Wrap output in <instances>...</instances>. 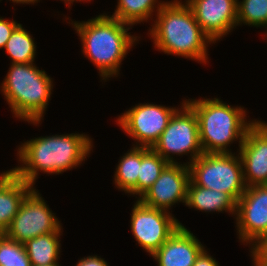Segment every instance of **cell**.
Returning a JSON list of instances; mask_svg holds the SVG:
<instances>
[{"instance_id": "obj_1", "label": "cell", "mask_w": 267, "mask_h": 266, "mask_svg": "<svg viewBox=\"0 0 267 266\" xmlns=\"http://www.w3.org/2000/svg\"><path fill=\"white\" fill-rule=\"evenodd\" d=\"M93 138L86 133L38 136L24 141L18 147L19 166L13 173L35 187L39 174H63L83 165L95 147Z\"/></svg>"}, {"instance_id": "obj_2", "label": "cell", "mask_w": 267, "mask_h": 266, "mask_svg": "<svg viewBox=\"0 0 267 266\" xmlns=\"http://www.w3.org/2000/svg\"><path fill=\"white\" fill-rule=\"evenodd\" d=\"M108 14L104 12L87 21L65 18L78 34L81 53L97 68L104 83L119 76L124 58L141 38L128 32L134 27Z\"/></svg>"}, {"instance_id": "obj_3", "label": "cell", "mask_w": 267, "mask_h": 266, "mask_svg": "<svg viewBox=\"0 0 267 266\" xmlns=\"http://www.w3.org/2000/svg\"><path fill=\"white\" fill-rule=\"evenodd\" d=\"M156 51L209 63L208 47L214 44L202 31L193 11L182 0H171L157 12L148 29Z\"/></svg>"}, {"instance_id": "obj_4", "label": "cell", "mask_w": 267, "mask_h": 266, "mask_svg": "<svg viewBox=\"0 0 267 266\" xmlns=\"http://www.w3.org/2000/svg\"><path fill=\"white\" fill-rule=\"evenodd\" d=\"M194 110L199 123V140L203 153H234L231 144L238 143L239 151L247 130L257 119L247 118V108L232 106L218 97L185 99Z\"/></svg>"}, {"instance_id": "obj_5", "label": "cell", "mask_w": 267, "mask_h": 266, "mask_svg": "<svg viewBox=\"0 0 267 266\" xmlns=\"http://www.w3.org/2000/svg\"><path fill=\"white\" fill-rule=\"evenodd\" d=\"M53 88V79L34 62L10 63L8 72L0 84V93L11 108L12 116L17 120L40 126Z\"/></svg>"}, {"instance_id": "obj_6", "label": "cell", "mask_w": 267, "mask_h": 266, "mask_svg": "<svg viewBox=\"0 0 267 266\" xmlns=\"http://www.w3.org/2000/svg\"><path fill=\"white\" fill-rule=\"evenodd\" d=\"M188 166L190 180L195 185L229 194L236 202L247 188L237 151L203 153Z\"/></svg>"}, {"instance_id": "obj_7", "label": "cell", "mask_w": 267, "mask_h": 266, "mask_svg": "<svg viewBox=\"0 0 267 266\" xmlns=\"http://www.w3.org/2000/svg\"><path fill=\"white\" fill-rule=\"evenodd\" d=\"M185 99L181 101L180 108L173 114L168 126L152 147L156 153L171 164L182 163L175 159V155L176 157L188 156L189 161L187 160L183 164L189 165L203 154L199 140L198 118Z\"/></svg>"}, {"instance_id": "obj_8", "label": "cell", "mask_w": 267, "mask_h": 266, "mask_svg": "<svg viewBox=\"0 0 267 266\" xmlns=\"http://www.w3.org/2000/svg\"><path fill=\"white\" fill-rule=\"evenodd\" d=\"M178 109L179 105L172 107L153 102L138 103L117 115L115 122L136 143L132 146L152 148Z\"/></svg>"}, {"instance_id": "obj_9", "label": "cell", "mask_w": 267, "mask_h": 266, "mask_svg": "<svg viewBox=\"0 0 267 266\" xmlns=\"http://www.w3.org/2000/svg\"><path fill=\"white\" fill-rule=\"evenodd\" d=\"M46 202L39 190L34 187L24 198L18 213L4 234L25 244L39 235L58 231L62 223Z\"/></svg>"}, {"instance_id": "obj_10", "label": "cell", "mask_w": 267, "mask_h": 266, "mask_svg": "<svg viewBox=\"0 0 267 266\" xmlns=\"http://www.w3.org/2000/svg\"><path fill=\"white\" fill-rule=\"evenodd\" d=\"M131 213L130 232L149 256L182 225L171 212L146 206L139 199L135 200Z\"/></svg>"}, {"instance_id": "obj_11", "label": "cell", "mask_w": 267, "mask_h": 266, "mask_svg": "<svg viewBox=\"0 0 267 266\" xmlns=\"http://www.w3.org/2000/svg\"><path fill=\"white\" fill-rule=\"evenodd\" d=\"M235 227L238 242L249 249L267 235V185L247 187L237 201Z\"/></svg>"}, {"instance_id": "obj_12", "label": "cell", "mask_w": 267, "mask_h": 266, "mask_svg": "<svg viewBox=\"0 0 267 266\" xmlns=\"http://www.w3.org/2000/svg\"><path fill=\"white\" fill-rule=\"evenodd\" d=\"M189 182L188 165L169 163L139 200L146 206L170 212L176 204L184 203L185 206Z\"/></svg>"}, {"instance_id": "obj_13", "label": "cell", "mask_w": 267, "mask_h": 266, "mask_svg": "<svg viewBox=\"0 0 267 266\" xmlns=\"http://www.w3.org/2000/svg\"><path fill=\"white\" fill-rule=\"evenodd\" d=\"M202 31L215 44L237 27L238 0H184Z\"/></svg>"}, {"instance_id": "obj_14", "label": "cell", "mask_w": 267, "mask_h": 266, "mask_svg": "<svg viewBox=\"0 0 267 266\" xmlns=\"http://www.w3.org/2000/svg\"><path fill=\"white\" fill-rule=\"evenodd\" d=\"M247 187L267 185V123L257 120L238 151Z\"/></svg>"}, {"instance_id": "obj_15", "label": "cell", "mask_w": 267, "mask_h": 266, "mask_svg": "<svg viewBox=\"0 0 267 266\" xmlns=\"http://www.w3.org/2000/svg\"><path fill=\"white\" fill-rule=\"evenodd\" d=\"M204 248L200 240L182 224L151 257L157 266H193Z\"/></svg>"}, {"instance_id": "obj_16", "label": "cell", "mask_w": 267, "mask_h": 266, "mask_svg": "<svg viewBox=\"0 0 267 266\" xmlns=\"http://www.w3.org/2000/svg\"><path fill=\"white\" fill-rule=\"evenodd\" d=\"M185 206L208 214L225 212L235 217L237 202L229 194L195 185L190 180Z\"/></svg>"}, {"instance_id": "obj_17", "label": "cell", "mask_w": 267, "mask_h": 266, "mask_svg": "<svg viewBox=\"0 0 267 266\" xmlns=\"http://www.w3.org/2000/svg\"><path fill=\"white\" fill-rule=\"evenodd\" d=\"M33 188L14 173L0 185V233L9 227L24 198Z\"/></svg>"}, {"instance_id": "obj_18", "label": "cell", "mask_w": 267, "mask_h": 266, "mask_svg": "<svg viewBox=\"0 0 267 266\" xmlns=\"http://www.w3.org/2000/svg\"><path fill=\"white\" fill-rule=\"evenodd\" d=\"M63 227L58 231L39 235L28 240L24 246L32 265L44 266L59 263L61 257V236Z\"/></svg>"}, {"instance_id": "obj_19", "label": "cell", "mask_w": 267, "mask_h": 266, "mask_svg": "<svg viewBox=\"0 0 267 266\" xmlns=\"http://www.w3.org/2000/svg\"><path fill=\"white\" fill-rule=\"evenodd\" d=\"M166 3L167 1L161 0H117L116 9L109 16L133 27V25L153 21V16Z\"/></svg>"}, {"instance_id": "obj_20", "label": "cell", "mask_w": 267, "mask_h": 266, "mask_svg": "<svg viewBox=\"0 0 267 266\" xmlns=\"http://www.w3.org/2000/svg\"><path fill=\"white\" fill-rule=\"evenodd\" d=\"M141 164V147L132 146L119 158L114 170V187L125 194L137 198V180Z\"/></svg>"}, {"instance_id": "obj_21", "label": "cell", "mask_w": 267, "mask_h": 266, "mask_svg": "<svg viewBox=\"0 0 267 266\" xmlns=\"http://www.w3.org/2000/svg\"><path fill=\"white\" fill-rule=\"evenodd\" d=\"M20 24L12 33L5 47L6 54L11 59V64H25L35 62L37 43L30 31Z\"/></svg>"}, {"instance_id": "obj_22", "label": "cell", "mask_w": 267, "mask_h": 266, "mask_svg": "<svg viewBox=\"0 0 267 266\" xmlns=\"http://www.w3.org/2000/svg\"><path fill=\"white\" fill-rule=\"evenodd\" d=\"M169 163L152 148L141 147V164L137 180V199H139L159 178Z\"/></svg>"}, {"instance_id": "obj_23", "label": "cell", "mask_w": 267, "mask_h": 266, "mask_svg": "<svg viewBox=\"0 0 267 266\" xmlns=\"http://www.w3.org/2000/svg\"><path fill=\"white\" fill-rule=\"evenodd\" d=\"M243 25L267 29V0H238L237 27Z\"/></svg>"}, {"instance_id": "obj_24", "label": "cell", "mask_w": 267, "mask_h": 266, "mask_svg": "<svg viewBox=\"0 0 267 266\" xmlns=\"http://www.w3.org/2000/svg\"><path fill=\"white\" fill-rule=\"evenodd\" d=\"M0 266H32L24 244L0 233Z\"/></svg>"}, {"instance_id": "obj_25", "label": "cell", "mask_w": 267, "mask_h": 266, "mask_svg": "<svg viewBox=\"0 0 267 266\" xmlns=\"http://www.w3.org/2000/svg\"><path fill=\"white\" fill-rule=\"evenodd\" d=\"M249 252L252 266H267V235L257 241Z\"/></svg>"}, {"instance_id": "obj_26", "label": "cell", "mask_w": 267, "mask_h": 266, "mask_svg": "<svg viewBox=\"0 0 267 266\" xmlns=\"http://www.w3.org/2000/svg\"><path fill=\"white\" fill-rule=\"evenodd\" d=\"M16 20L0 17V49H3L13 31L20 25Z\"/></svg>"}, {"instance_id": "obj_27", "label": "cell", "mask_w": 267, "mask_h": 266, "mask_svg": "<svg viewBox=\"0 0 267 266\" xmlns=\"http://www.w3.org/2000/svg\"><path fill=\"white\" fill-rule=\"evenodd\" d=\"M193 266H220L218 261L211 256L208 250L205 248L197 256Z\"/></svg>"}, {"instance_id": "obj_28", "label": "cell", "mask_w": 267, "mask_h": 266, "mask_svg": "<svg viewBox=\"0 0 267 266\" xmlns=\"http://www.w3.org/2000/svg\"><path fill=\"white\" fill-rule=\"evenodd\" d=\"M75 266H110L105 258L97 255H88L79 259Z\"/></svg>"}, {"instance_id": "obj_29", "label": "cell", "mask_w": 267, "mask_h": 266, "mask_svg": "<svg viewBox=\"0 0 267 266\" xmlns=\"http://www.w3.org/2000/svg\"><path fill=\"white\" fill-rule=\"evenodd\" d=\"M9 1H12V3H14V5H15V4H17V5H18V4H22V5H23V4H24V5H25V4H27V5L29 4V5H31V4H32V5H34L35 3L40 2V0H9Z\"/></svg>"}, {"instance_id": "obj_30", "label": "cell", "mask_w": 267, "mask_h": 266, "mask_svg": "<svg viewBox=\"0 0 267 266\" xmlns=\"http://www.w3.org/2000/svg\"><path fill=\"white\" fill-rule=\"evenodd\" d=\"M13 173V168L0 173V185Z\"/></svg>"}, {"instance_id": "obj_31", "label": "cell", "mask_w": 267, "mask_h": 266, "mask_svg": "<svg viewBox=\"0 0 267 266\" xmlns=\"http://www.w3.org/2000/svg\"><path fill=\"white\" fill-rule=\"evenodd\" d=\"M60 1H62V2L64 1V4H66L65 6H66V7L68 6L69 9H70V7L73 6L72 4H73L74 2H76V3H77V2H82V1H83L84 3H85V2H86V3H87V2H91V0H60Z\"/></svg>"}, {"instance_id": "obj_32", "label": "cell", "mask_w": 267, "mask_h": 266, "mask_svg": "<svg viewBox=\"0 0 267 266\" xmlns=\"http://www.w3.org/2000/svg\"><path fill=\"white\" fill-rule=\"evenodd\" d=\"M32 266H36V265H32ZM44 266H61V264L60 263H55V264L44 265Z\"/></svg>"}, {"instance_id": "obj_33", "label": "cell", "mask_w": 267, "mask_h": 266, "mask_svg": "<svg viewBox=\"0 0 267 266\" xmlns=\"http://www.w3.org/2000/svg\"><path fill=\"white\" fill-rule=\"evenodd\" d=\"M264 33H265L264 38L267 41V29H266V31Z\"/></svg>"}]
</instances>
